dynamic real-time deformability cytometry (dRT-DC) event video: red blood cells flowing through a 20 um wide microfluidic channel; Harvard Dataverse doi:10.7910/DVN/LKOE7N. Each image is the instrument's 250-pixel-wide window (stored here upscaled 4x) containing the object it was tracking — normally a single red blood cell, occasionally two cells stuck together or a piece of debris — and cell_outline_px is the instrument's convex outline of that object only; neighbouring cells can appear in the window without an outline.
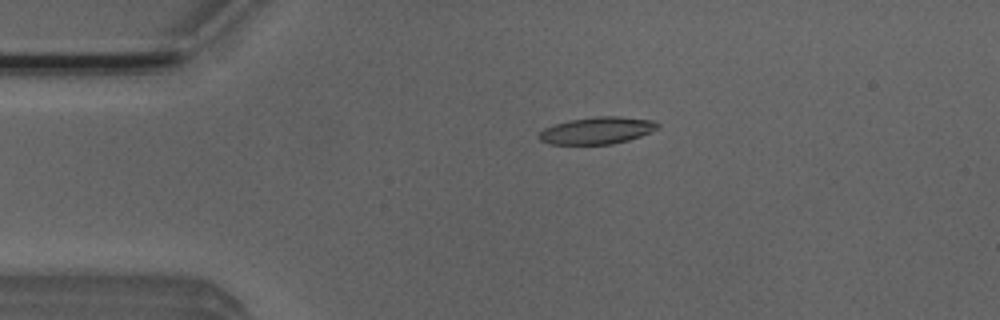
{"species": "Egyptian fruit bat (a non-hibernating species)", "species_latin": "Rousettus aegyptiacus", "temperature_condition": "room temperature", "stored_images_in_passage": 29, "camera_frame_rate_fps": 3000, "um_per_image_px": 0.085, "animal": {"sex": "male"}, "frame": {"image": 1, "passage_image": 6, "time_ms": 1.667, "image_size_px": [1000, 320], "cell_outline_px": [[660, 124], [656, 128], [640, 136], [628, 140], [612, 144], [552, 144], [540, 140], [536, 136], [544, 128], [568, 120], [596, 116], [616, 116], [652, 120]], "centroid_in_image_um": [50.71, 11.09], "position_along_channel_um": 34.3, "area_um2": 18.5}}
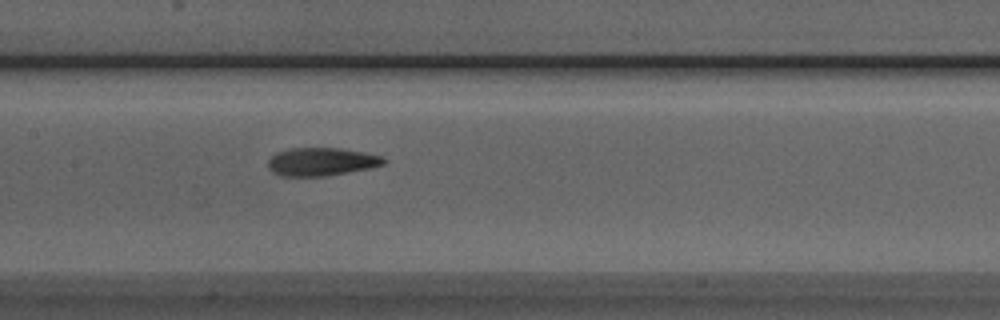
{"frame": {"image": 2, "passage_image": 20, "time_ms": 6.333, "image_size_px": [1000, 320], "cell_outline_px": [[388, 160], [384, 164], [368, 168], [324, 176], [280, 176], [272, 172], [268, 168], [268, 160], [276, 152], [288, 148], [340, 148], [380, 156]], "centroid_in_image_um": [27.25, 13.74], "position_along_channel_um": 180.1, "area_um2": 18.79}}
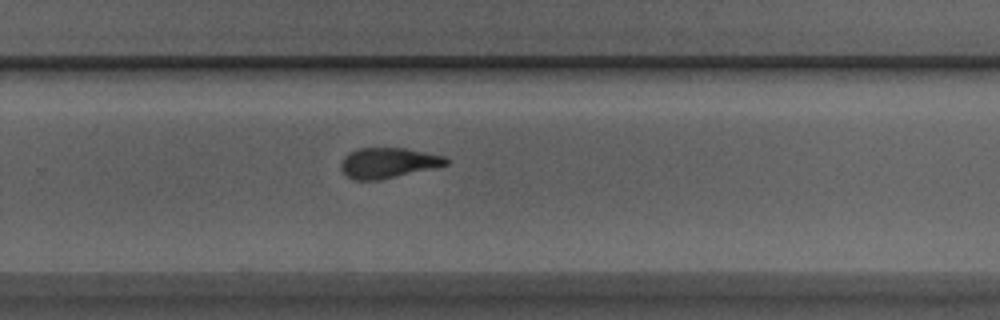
{"frame": {"image": 3, "passage_image": 29, "time_ms": 9.333, "image_size_px": [1000, 320], "cell_outline_px": [[448, 164], [380, 180], [352, 180], [340, 168], [340, 164], [344, 156], [348, 152], [356, 148], [404, 148], [444, 156], [448, 160]], "centroid_in_image_um": [32.92, 13.84], "position_along_channel_um": 296.9, "area_um2": 18.44}}